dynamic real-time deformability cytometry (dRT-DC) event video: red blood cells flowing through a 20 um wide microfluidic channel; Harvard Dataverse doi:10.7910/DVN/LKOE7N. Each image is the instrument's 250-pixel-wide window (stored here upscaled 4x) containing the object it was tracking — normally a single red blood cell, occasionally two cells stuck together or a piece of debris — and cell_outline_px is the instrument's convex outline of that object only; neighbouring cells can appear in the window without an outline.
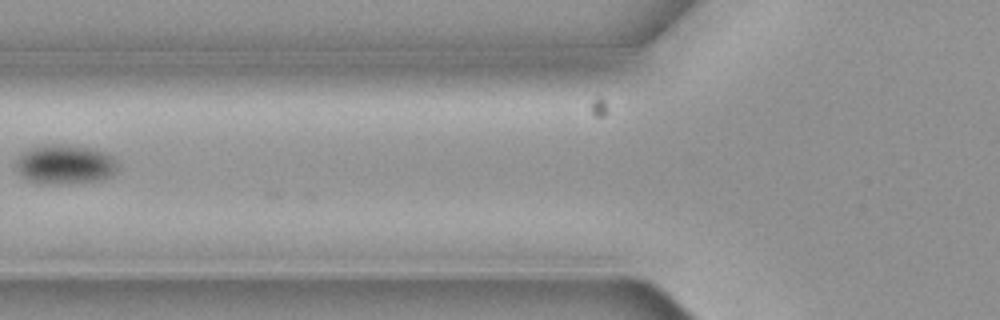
{"species": "common noctule bat (a hibernating species)", "species_latin": "Nyctalus noctula", "temperature_condition": "cold", "stored_images_in_passage": 6, "camera_frame_rate_fps": 3000, "um_per_image_px": 0.085, "animal": {"sex": "female", "body_mass_g": 19.3, "forearm_length_mm": 54.1}, "frame": {"image": 1, "passage_image": 6, "time_ms": 1.667, "image_size_px": [1000, 320], "cell_outline_px": [[116, 172], [112, 176], [100, 180], [28, 180], [12, 164], [20, 152], [28, 148], [40, 144], [72, 144], [96, 148], [108, 152], [116, 160]], "centroid_in_image_um": [5.53, 13.85], "position_along_channel_um": 120.3, "area_um2": 22.89}}